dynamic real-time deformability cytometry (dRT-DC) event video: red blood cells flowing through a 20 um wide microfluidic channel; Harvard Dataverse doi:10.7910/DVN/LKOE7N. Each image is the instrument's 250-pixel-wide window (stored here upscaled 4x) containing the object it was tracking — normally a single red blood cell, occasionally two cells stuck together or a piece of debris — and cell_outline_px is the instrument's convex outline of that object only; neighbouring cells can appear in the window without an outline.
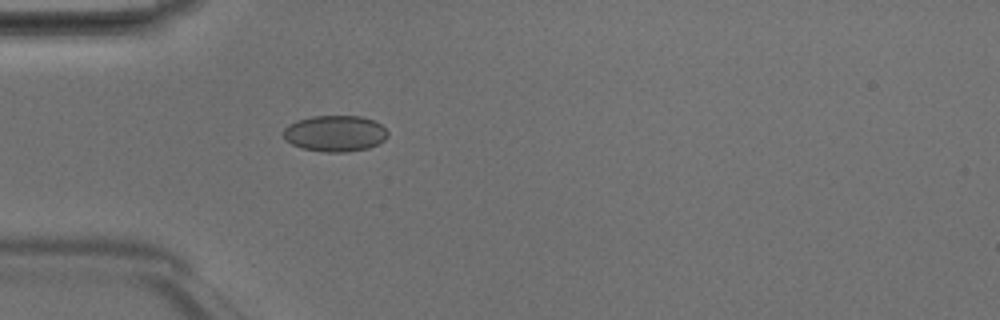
{"species": "Egyptian fruit bat (a non-hibernating species)", "species_latin": "Rousettus aegyptiacus", "temperature_condition": "room temperature", "stored_images_in_passage": 35, "camera_frame_rate_fps": 3000, "um_per_image_px": 0.085, "animal": {"sex": "male"}, "frame": {"image": 1, "passage_image": 1, "time_ms": 0.0, "image_size_px": [1000, 320], "cell_outline_px": [[388, 136], [384, 140], [368, 148], [344, 152], [324, 152], [304, 148], [292, 144], [284, 140], [284, 128], [288, 124], [296, 120], [312, 116], [360, 116], [372, 120], [380, 124], [388, 132]], "centroid_in_image_um": [28.46, 11.34], "position_along_channel_um": 56.5, "area_um2": 21.91}}
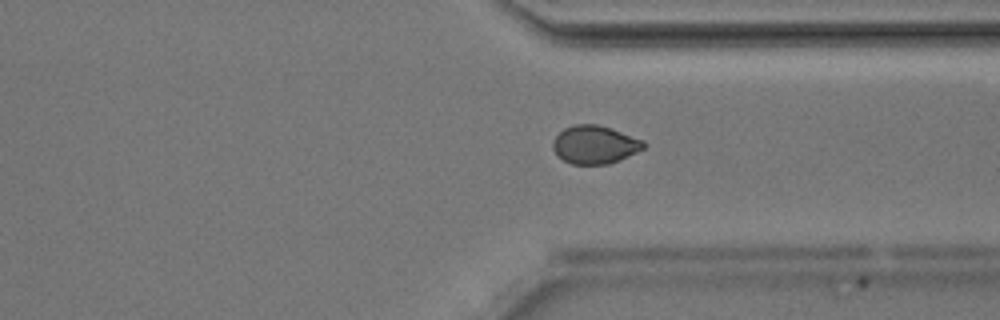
{"frame": {"image": 2, "passage_image": 23, "time_ms": 7.333, "image_size_px": [1000, 320], "cell_outline_px": [[648, 144], [644, 148], [620, 160], [608, 164], [572, 164], [556, 156], [552, 148], [552, 140], [564, 128], [576, 124], [596, 124], [644, 140]], "centroid_in_image_um": [50.53, 12.3], "position_along_channel_um": 360.9, "area_um2": 20.17}}
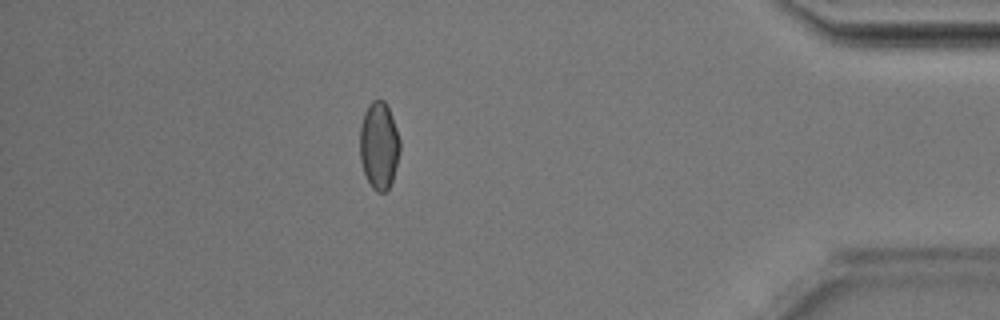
{"frame": {"image": 3, "passage_image": 29, "time_ms": 9.333, "image_size_px": [1000, 320], "cell_outline_px": [[400, 148], [392, 180], [388, 188], [384, 192], [376, 192], [372, 188], [364, 172], [360, 160], [360, 128], [364, 112], [368, 104], [372, 100], [384, 100], [392, 116], [400, 140]], "centroid_in_image_um": [32.2, 12.35], "position_along_channel_um": 403.0, "area_um2": 20.23}, "authors_computed_cell_mechanics": {"area_um2": 20.519, "velocity_mm_per_s": 4.225, "shape_relaxation_time_tau1_ms": 2.435, "shape_relaxation_time_tau2_ms": 1.3742, "deformation_change_tau1": 0.06, "deformation_change_tau2": 0.0305}}